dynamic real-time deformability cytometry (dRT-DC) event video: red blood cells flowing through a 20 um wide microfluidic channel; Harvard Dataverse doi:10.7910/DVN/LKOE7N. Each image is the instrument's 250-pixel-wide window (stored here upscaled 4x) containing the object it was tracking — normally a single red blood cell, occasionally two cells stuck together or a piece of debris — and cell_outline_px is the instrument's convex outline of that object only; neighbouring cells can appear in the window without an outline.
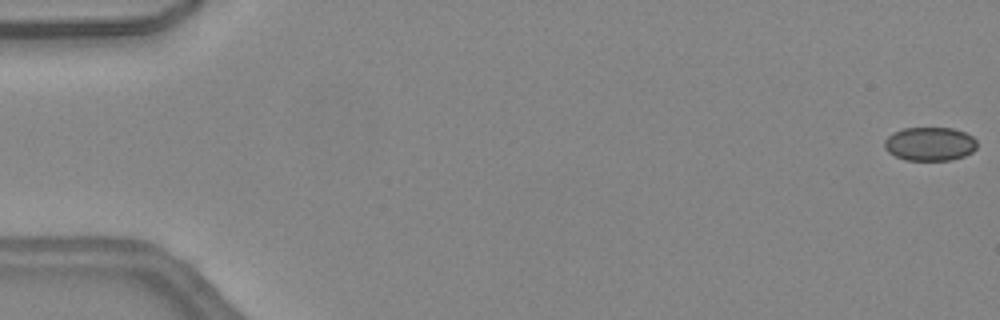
{"species": "common noctule bat (a hibernating species)", "species_latin": "Nyctalus noctula", "temperature_condition": "warm", "stored_images_in_passage": 8, "camera_frame_rate_fps": 3000, "um_per_image_px": 0.085, "animal": {"sex": "female", "body_mass_g": 24.6, "forearm_length_mm": 56.2}, "frame": {"image": 1, "passage_image": 1, "time_ms": 0.0, "image_size_px": [1000, 320], "cell_outline_px": [[976, 148], [972, 152], [964, 156], [952, 160], [904, 160], [888, 152], [884, 148], [884, 140], [892, 132], [904, 128], [952, 128], [964, 132], [972, 136], [976, 140]], "centroid_in_image_um": [79.02, 12.23], "position_along_channel_um": 6.0, "area_um2": 18.26}}